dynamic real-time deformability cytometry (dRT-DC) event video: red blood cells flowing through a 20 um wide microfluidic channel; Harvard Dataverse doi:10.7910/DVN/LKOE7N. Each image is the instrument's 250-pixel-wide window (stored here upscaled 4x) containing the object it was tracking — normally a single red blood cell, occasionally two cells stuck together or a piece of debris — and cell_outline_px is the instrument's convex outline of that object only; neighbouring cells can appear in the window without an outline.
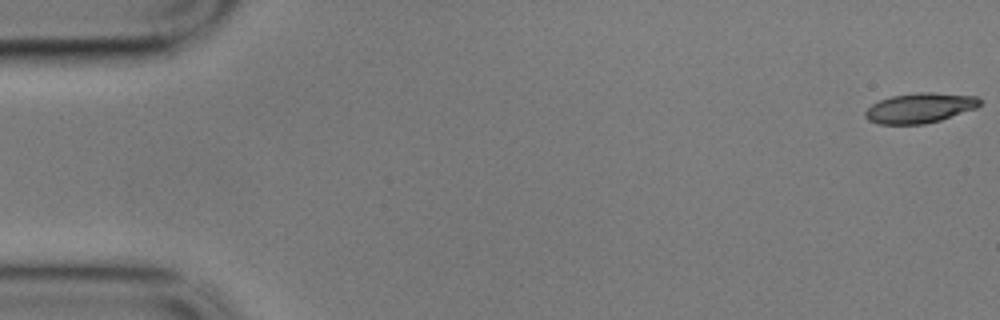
{"species": "common noctule bat (a hibernating species)", "species_latin": "Nyctalus noctula", "temperature_condition": "cold", "stored_images_in_passage": 57, "camera_frame_rate_fps": 3000, "um_per_image_px": 0.085, "animal": {"sex": "male", "body_mass_g": 17.9}, "frame": {"image": 1, "passage_image": 1, "time_ms": 0.0, "image_size_px": [1000, 320], "cell_outline_px": [[980, 104], [976, 108], [940, 120], [924, 124], [880, 124], [868, 120], [864, 116], [864, 112], [872, 104], [880, 100], [892, 96], [920, 92], [932, 92], [976, 96], [980, 100]], "centroid_in_image_um": [78.17, 9.18], "position_along_channel_um": 6.8, "area_um2": 19.88}}
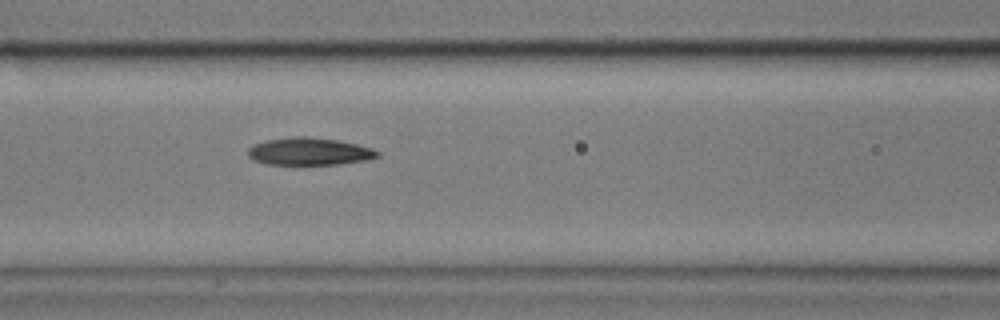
{"frame": {"image": 2, "passage_image": 24, "time_ms": 7.667, "image_size_px": [1000, 320], "cell_outline_px": [[380, 156], [368, 160], [336, 164], [268, 164], [252, 160], [248, 156], [248, 148], [264, 140], [292, 136], [308, 136], [336, 140], [356, 144], [372, 148], [380, 152]], "centroid_in_image_um": [26.29, 12.87], "position_along_channel_um": 140.3, "area_um2": 20.75}}
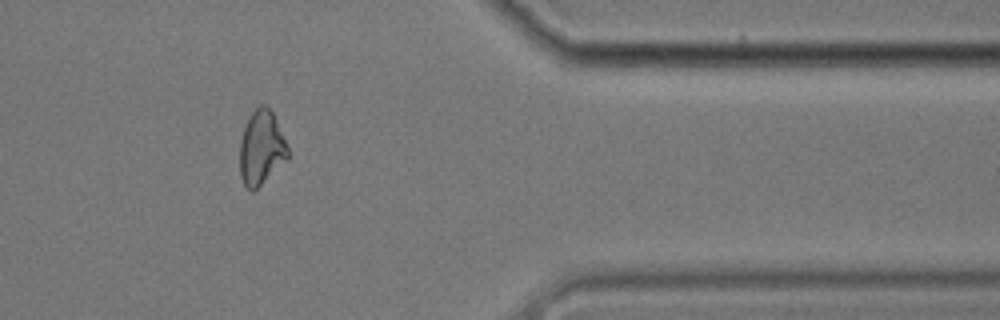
{"frame": {"image": 3, "passage_image": 47, "time_ms": 15.333, "image_size_px": [1000, 320], "cell_outline_px": [[288, 160], [252, 192], [244, 184], [240, 176], [240, 140], [244, 128], [252, 112], [260, 104], [264, 104], [272, 112], [276, 120], [288, 148]], "centroid_in_image_um": [22.21, 12.58], "position_along_channel_um": 389.2, "area_um2": 20.58}, "authors_computed_cell_mechanics": {"area_um2": 20.808, "velocity_mm_per_s": 3.5132, "shape_relaxation_time_tau1_ms": null, "shape_relaxation_time_tau2_ms": 5.5132, "deformation_change_tau1": null, "deformation_change_tau2": 0.1196}}